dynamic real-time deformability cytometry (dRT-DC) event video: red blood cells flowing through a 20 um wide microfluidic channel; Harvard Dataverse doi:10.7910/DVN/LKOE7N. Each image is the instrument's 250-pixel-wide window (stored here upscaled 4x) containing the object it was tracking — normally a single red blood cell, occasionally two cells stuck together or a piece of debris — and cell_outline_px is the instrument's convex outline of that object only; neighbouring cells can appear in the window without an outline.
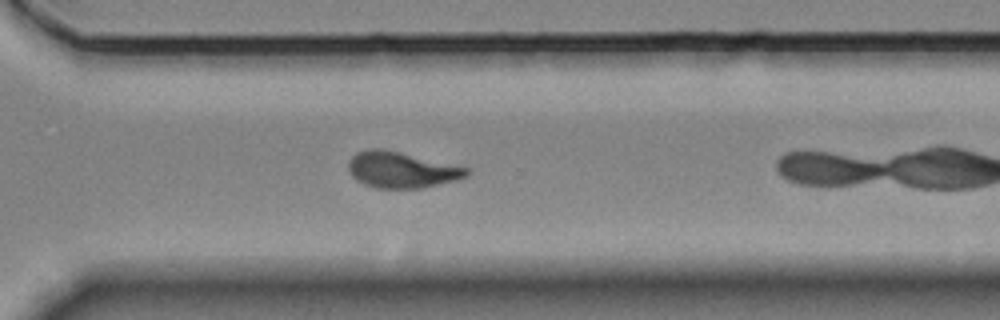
{"species": "Egyptian fruit bat (a non-hibernating species)", "species_latin": "Rousettus aegyptiacus", "temperature_condition": "room temperature", "stored_images_in_passage": 29, "camera_frame_rate_fps": 3000, "um_per_image_px": 0.085, "animal": {"sex": "female"}, "frame": {"image": 1, "passage_image": 25, "time_ms": 8.0, "image_size_px": [1000, 320], "cell_outline_px": [[472, 172], [468, 176], [456, 180], [420, 188], [376, 188], [364, 184], [356, 180], [348, 172], [348, 160], [356, 152], [368, 148], [380, 148], [468, 168]], "centroid_in_image_um": [34.08, 14.44], "position_along_channel_um": 336.5, "area_um2": 24.68}}
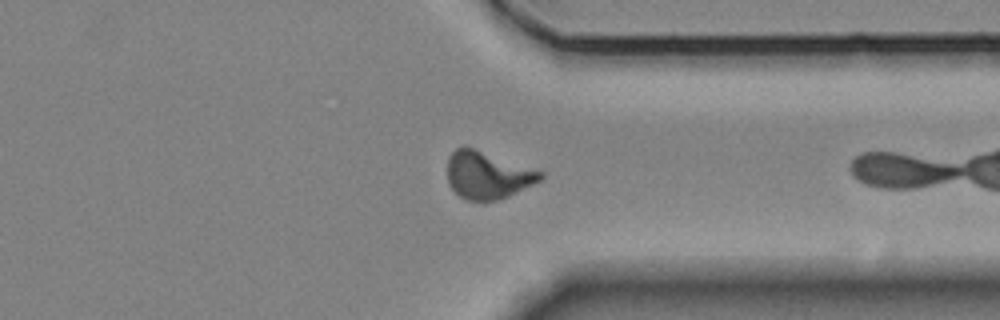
{"frame": {"image": 2, "passage_image": 28, "time_ms": 9.0, "image_size_px": [1000, 320], "cell_outline_px": [[544, 176], [540, 180], [508, 196], [496, 200], [468, 200], [460, 196], [448, 184], [448, 156], [456, 148], [472, 148], [544, 172]], "centroid_in_image_um": [41.43, 14.89], "position_along_channel_um": 370.0, "area_um2": 25.03}}